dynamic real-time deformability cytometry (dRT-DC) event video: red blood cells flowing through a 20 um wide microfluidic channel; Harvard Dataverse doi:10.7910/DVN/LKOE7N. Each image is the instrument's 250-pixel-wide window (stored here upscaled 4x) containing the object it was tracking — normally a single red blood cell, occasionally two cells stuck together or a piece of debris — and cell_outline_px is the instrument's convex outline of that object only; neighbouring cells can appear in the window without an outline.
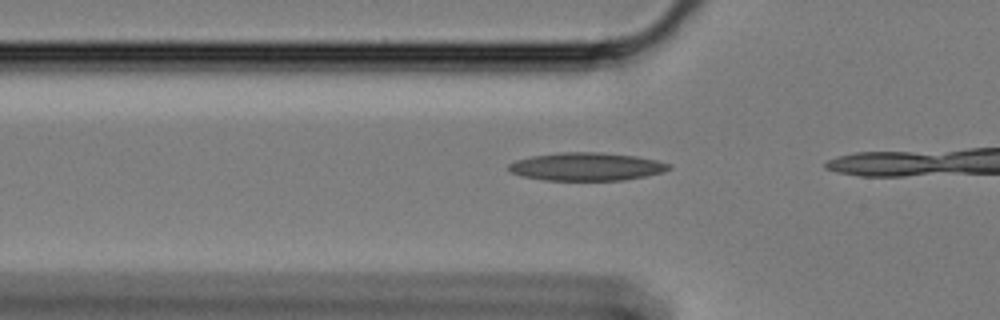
{"species": "Egyptian fruit bat (a non-hibernating species)", "species_latin": "Rousettus aegyptiacus", "temperature_condition": "cold", "stored_images_in_passage": 6, "camera_frame_rate_fps": 3000, "um_per_image_px": 0.085, "animal": {"sex": "female"}, "frame": {"image": 1, "passage_image": 3, "time_ms": 0.667, "image_size_px": [1000, 320], "cell_outline_px": [[672, 168], [664, 172], [624, 180], [544, 180], [520, 176], [512, 172], [508, 168], [508, 164], [516, 160], [532, 156], [560, 152], [600, 152], [636, 156], [656, 160], [672, 164]], "centroid_in_image_um": [49.87, 14.16], "position_along_channel_um": 75.9, "area_um2": 26.24}}